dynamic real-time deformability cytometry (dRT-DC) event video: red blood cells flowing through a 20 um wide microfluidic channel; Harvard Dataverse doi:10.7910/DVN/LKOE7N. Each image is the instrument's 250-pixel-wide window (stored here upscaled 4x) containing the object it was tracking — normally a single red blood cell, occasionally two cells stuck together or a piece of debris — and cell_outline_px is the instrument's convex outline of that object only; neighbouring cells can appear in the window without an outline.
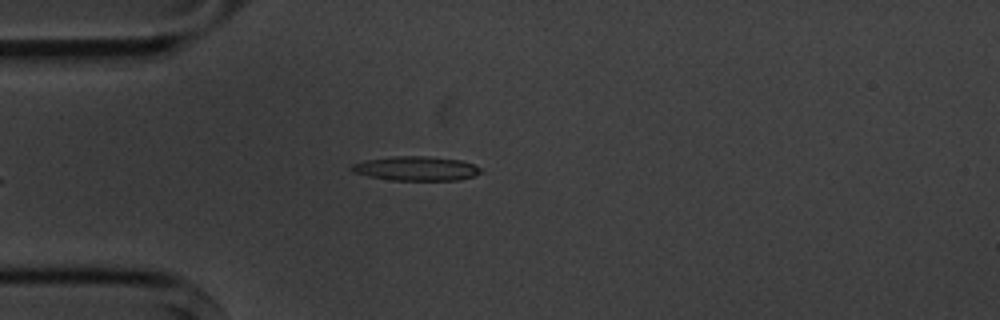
{"species": "common noctule bat (a hibernating species)", "species_latin": "Nyctalus noctula", "temperature_condition": "cold", "stored_images_in_passage": 5, "camera_frame_rate_fps": 3000, "um_per_image_px": 0.085, "animal": {"sex": "male", "body_mass_g": 20.1, "forearm_length_mm": 53.5}, "frame": {"image": 1, "passage_image": 5, "time_ms": 4.667, "image_size_px": [1000, 320], "cell_outline_px": [[480, 172], [472, 176], [460, 180], [392, 180], [368, 176], [352, 172], [348, 168], [352, 164], [364, 160], [392, 156], [428, 156], [460, 160], [472, 164], [480, 168]], "centroid_in_image_um": [35.3, 14.32], "position_along_channel_um": 49.7, "area_um2": 18.26}}